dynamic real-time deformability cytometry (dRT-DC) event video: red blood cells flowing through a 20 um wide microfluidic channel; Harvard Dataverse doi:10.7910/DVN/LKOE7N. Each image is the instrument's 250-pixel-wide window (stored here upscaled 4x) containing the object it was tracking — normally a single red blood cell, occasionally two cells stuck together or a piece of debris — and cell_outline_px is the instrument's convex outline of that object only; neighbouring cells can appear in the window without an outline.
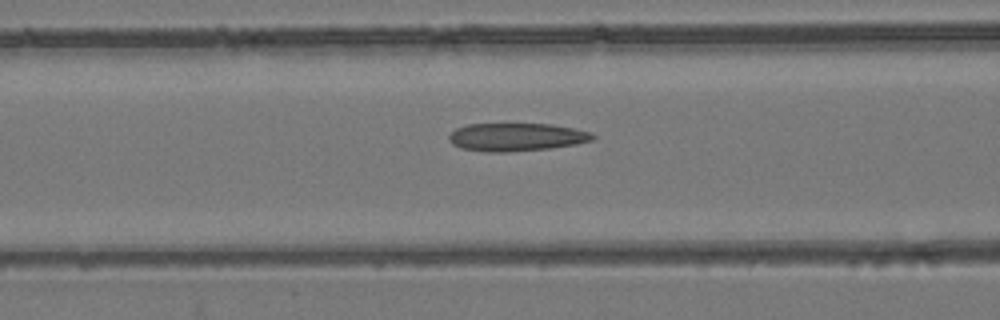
{"species": "common noctule bat (a hibernating species)", "species_latin": "Nyctalus noctula", "temperature_condition": "room temperature", "stored_images_in_passage": 54, "camera_frame_rate_fps": 3000, "um_per_image_px": 0.085, "animal": {"sex": "female", "body_mass_g": 24.6, "forearm_length_mm": 56.2}, "frame": {"image": 1, "passage_image": 22, "time_ms": 7.0, "image_size_px": [1000, 320], "cell_outline_px": [[596, 136], [592, 140], [576, 144], [548, 148], [508, 152], [488, 152], [460, 148], [452, 144], [448, 140], [448, 136], [456, 128], [468, 124], [548, 124], [572, 128], [592, 132]], "centroid_in_image_um": [43.87, 11.65], "position_along_channel_um": 122.7, "area_um2": 23.41}}
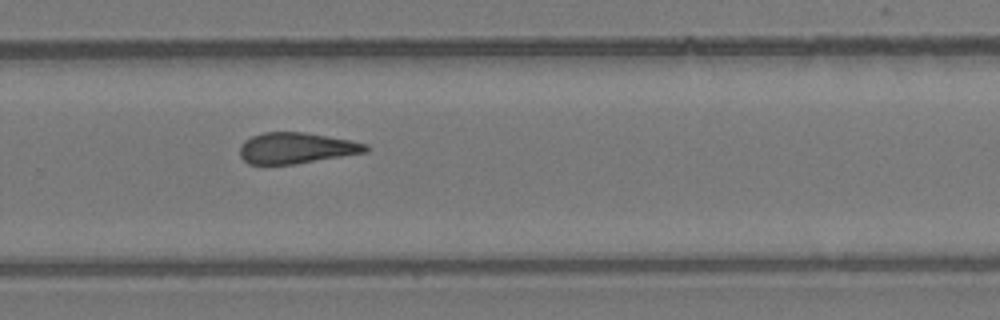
{"frame": {"image": 2, "passage_image": 36, "time_ms": 11.667, "image_size_px": [1000, 320], "cell_outline_px": [[368, 152], [296, 164], [248, 164], [240, 156], [240, 144], [244, 140], [252, 136], [264, 132], [304, 132], [348, 140], [368, 144]], "centroid_in_image_um": [25.16, 12.59], "position_along_channel_um": 304.6, "area_um2": 22.72}}
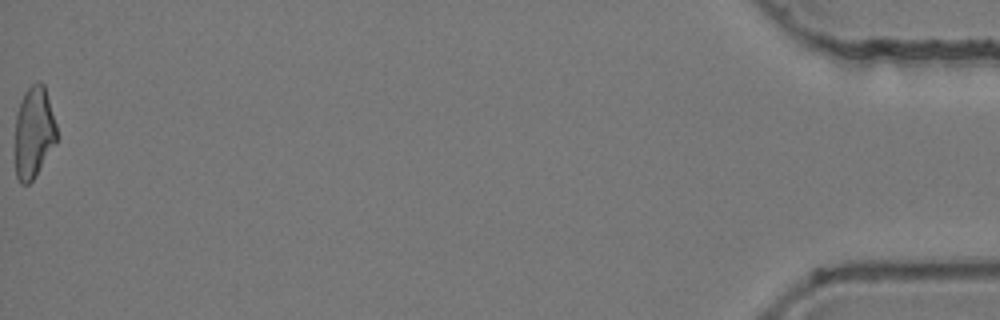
{"frame": {"image": 3, "passage_image": 54, "time_ms": 17.667, "image_size_px": [1000, 320], "cell_outline_px": [[56, 144], [36, 176], [28, 184], [20, 184], [16, 176], [16, 112], [20, 100], [24, 92], [32, 84], [40, 80], [44, 84], [56, 124]], "centroid_in_image_um": [2.88, 11.25], "position_along_channel_um": 432.3, "area_um2": 22.31}, "authors_computed_cell_mechanics": {"area_um2": 23.4668, "velocity_mm_per_s": 3.9106, "shape_relaxation_time_tau1_ms": null, "shape_relaxation_time_tau2_ms": 4.9499, "deformation_change_tau1": null, "deformation_change_tau2": 0.1453}}